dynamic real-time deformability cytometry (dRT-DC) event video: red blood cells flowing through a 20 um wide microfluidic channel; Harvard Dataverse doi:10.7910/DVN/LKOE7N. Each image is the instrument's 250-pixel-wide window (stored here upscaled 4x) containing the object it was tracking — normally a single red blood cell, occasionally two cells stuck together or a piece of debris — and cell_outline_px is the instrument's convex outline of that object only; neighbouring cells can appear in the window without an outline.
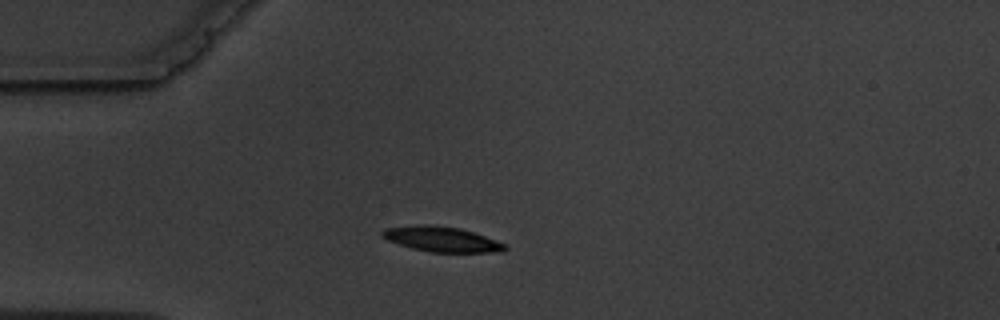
{"species": "common noctule bat (a hibernating species)", "species_latin": "Nyctalus noctula", "temperature_condition": "warm", "stored_images_in_passage": 3, "camera_frame_rate_fps": 3000, "um_per_image_px": 0.085, "animal": {"sex": "male", "body_mass_g": 19.5, "forearm_length_mm": 54.6}, "frame": {"image": 1, "passage_image": 3, "time_ms": 2.333, "image_size_px": [1000, 320], "cell_outline_px": [[508, 248], [504, 252], [432, 252], [412, 248], [388, 240], [380, 236], [380, 232], [384, 228], [416, 224], [432, 224], [460, 228], [508, 244]], "centroid_in_image_um": [37.55, 20.32], "position_along_channel_um": 47.5, "area_um2": 18.15}}